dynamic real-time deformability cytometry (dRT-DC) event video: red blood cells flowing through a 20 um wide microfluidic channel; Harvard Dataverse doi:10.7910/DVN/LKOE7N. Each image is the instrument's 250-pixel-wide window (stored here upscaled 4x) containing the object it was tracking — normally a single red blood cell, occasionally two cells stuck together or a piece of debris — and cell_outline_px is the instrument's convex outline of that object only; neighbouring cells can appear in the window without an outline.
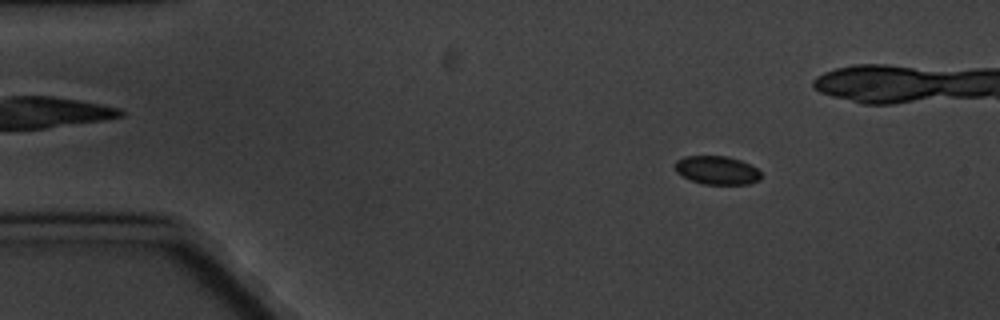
{"species": "common noctule bat (a hibernating species)", "species_latin": "Nyctalus noctula", "temperature_condition": "cold", "stored_images_in_passage": 8, "camera_frame_rate_fps": 3000, "um_per_image_px": 0.085, "animal": {"sex": "male", "body_mass_g": 20.1, "forearm_length_mm": 53.5}, "frame": {"image": 1, "passage_image": 2, "time_ms": 1.0, "image_size_px": [1000, 320], "cell_outline_px": [[760, 180], [748, 184], [704, 184], [692, 180], [676, 172], [676, 160], [684, 156], [728, 156], [740, 160], [756, 168], [760, 172]], "centroid_in_image_um": [60.95, 14.46], "position_along_channel_um": 24.1, "area_um2": 14.1}}